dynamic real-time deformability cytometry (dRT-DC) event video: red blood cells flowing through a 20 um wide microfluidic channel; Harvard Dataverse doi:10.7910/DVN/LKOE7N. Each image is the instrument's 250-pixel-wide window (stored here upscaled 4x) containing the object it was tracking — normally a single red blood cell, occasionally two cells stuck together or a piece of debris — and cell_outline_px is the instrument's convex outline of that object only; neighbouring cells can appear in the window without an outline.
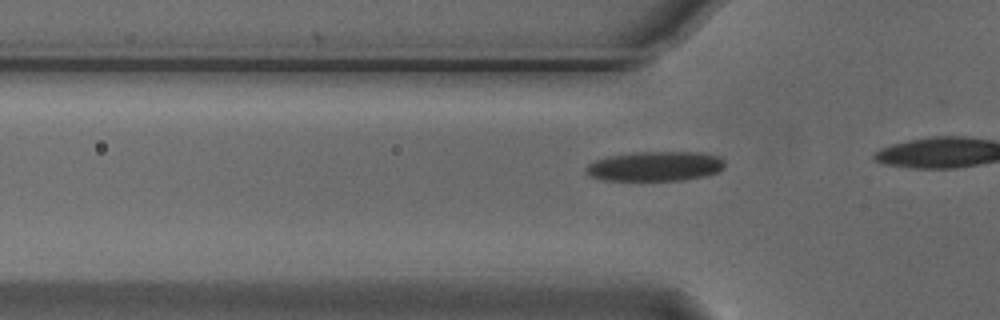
{"species": "Egyptian fruit bat (a non-hibernating species)", "species_latin": "Rousettus aegyptiacus", "temperature_condition": "cold", "stored_images_in_passage": 19, "camera_frame_rate_fps": 3000, "um_per_image_px": 0.085, "animal": {"sex": "male"}, "frame": {"image": 1, "passage_image": 14, "time_ms": 4.333, "image_size_px": [1000, 320], "cell_outline_px": [[724, 168], [716, 172], [704, 176], [684, 180], [604, 180], [588, 176], [584, 172], [584, 168], [588, 164], [596, 160], [608, 156], [632, 152], [700, 152], [720, 156], [724, 160]], "centroid_in_image_um": [55.66, 14.13], "position_along_channel_um": 70.1, "area_um2": 24.22}}
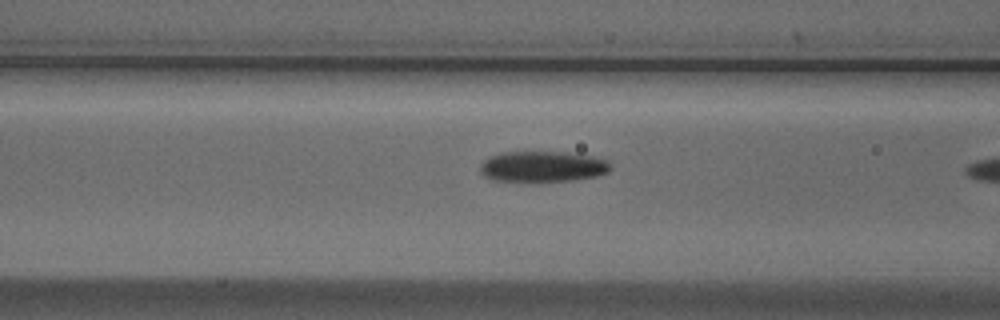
{"frame": {"image": 2, "passage_image": 18, "time_ms": 5.667, "image_size_px": [1000, 320], "cell_outline_px": [[612, 168], [608, 172], [596, 176], [576, 180], [492, 180], [484, 176], [480, 172], [480, 164], [484, 160], [500, 152], [560, 152], [592, 156], [608, 160], [612, 164]], "centroid_in_image_um": [46.15, 14.14], "position_along_channel_um": 120.5, "area_um2": 23.12}}